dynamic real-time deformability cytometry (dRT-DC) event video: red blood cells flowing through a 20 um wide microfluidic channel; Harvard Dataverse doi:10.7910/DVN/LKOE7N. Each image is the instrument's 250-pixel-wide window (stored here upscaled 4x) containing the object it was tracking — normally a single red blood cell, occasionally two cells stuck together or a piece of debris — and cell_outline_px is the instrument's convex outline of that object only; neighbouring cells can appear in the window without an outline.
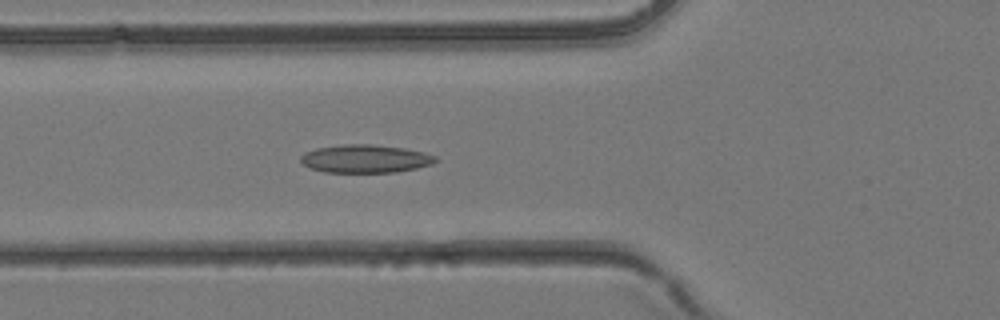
{"species": "common noctule bat (a hibernating species)", "species_latin": "Nyctalus noctula", "temperature_condition": "room temperature", "stored_images_in_passage": 40, "camera_frame_rate_fps": 3000, "um_per_image_px": 0.085, "animal": {"sex": "female", "body_mass_g": 24.6, "forearm_length_mm": 56.2}, "frame": {"image": 1, "passage_image": 15, "time_ms": 4.667, "image_size_px": [1000, 320], "cell_outline_px": [[436, 160], [432, 164], [416, 168], [396, 172], [324, 172], [312, 168], [304, 164], [300, 160], [300, 156], [304, 152], [316, 148], [340, 144], [372, 144], [404, 148], [424, 152], [436, 156]], "centroid_in_image_um": [31.04, 13.48], "position_along_channel_um": 94.8, "area_um2": 22.08}}
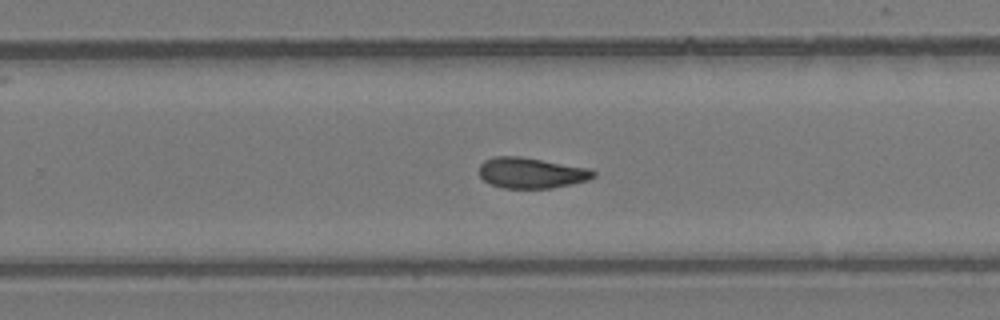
{"frame": {"image": 2, "passage_image": 26, "time_ms": 8.333, "image_size_px": [1000, 320], "cell_outline_px": [[596, 176], [588, 180], [552, 188], [504, 188], [492, 184], [484, 180], [480, 176], [480, 164], [484, 160], [492, 156], [520, 156], [592, 168], [596, 172]], "centroid_in_image_um": [45.19, 14.68], "position_along_channel_um": 284.6, "area_um2": 20.58}}
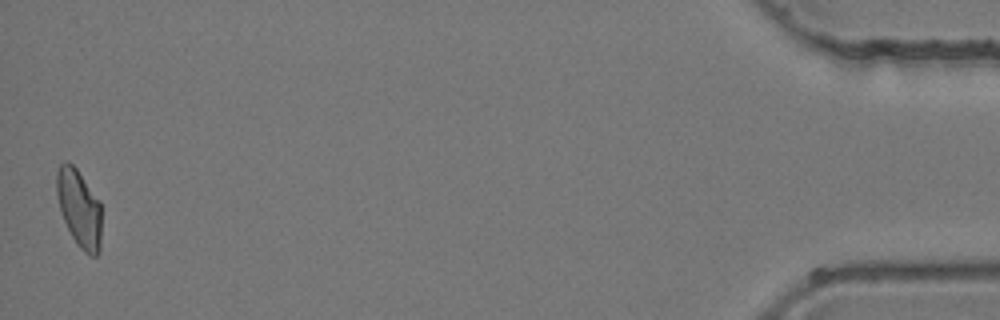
{"frame": {"image": 3, "passage_image": 40, "time_ms": 13.0, "image_size_px": [1000, 320], "cell_outline_px": [[100, 252], [96, 256], [92, 256], [84, 252], [76, 244], [64, 220], [60, 208], [56, 192], [56, 172], [60, 164], [64, 160], [68, 160], [76, 168], [100, 200]], "centroid_in_image_um": [6.72, 17.68], "position_along_channel_um": 428.5, "area_um2": 20.29}}